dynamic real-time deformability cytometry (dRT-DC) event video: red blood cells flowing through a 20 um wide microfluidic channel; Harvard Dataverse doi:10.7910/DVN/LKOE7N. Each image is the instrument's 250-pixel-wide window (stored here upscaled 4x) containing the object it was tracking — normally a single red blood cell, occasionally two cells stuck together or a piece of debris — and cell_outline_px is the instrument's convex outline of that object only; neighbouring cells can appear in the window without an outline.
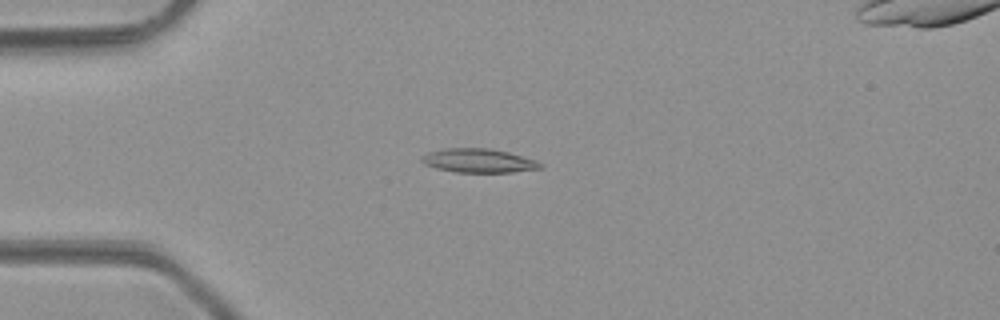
{"species": "common noctule bat (a hibernating species)", "species_latin": "Nyctalus noctula", "temperature_condition": "room temperature", "stored_images_in_passage": 3, "camera_frame_rate_fps": 3000, "um_per_image_px": 0.085, "animal": {"sex": "male", "body_mass_g": 23.1, "forearm_length_mm": 52.7}, "frame": {"image": 1, "passage_image": 2, "time_ms": 1.0, "image_size_px": [1000, 320], "cell_outline_px": [[544, 168], [512, 172], [456, 172], [436, 168], [424, 164], [420, 160], [420, 156], [428, 152], [444, 148], [488, 148], [508, 152], [536, 160], [544, 164]], "centroid_in_image_um": [40.68, 13.65], "position_along_channel_um": 44.3, "area_um2": 16.65}}